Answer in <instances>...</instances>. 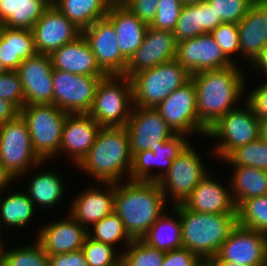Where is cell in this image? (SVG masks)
<instances>
[{
    "instance_id": "cell-12",
    "label": "cell",
    "mask_w": 267,
    "mask_h": 266,
    "mask_svg": "<svg viewBox=\"0 0 267 266\" xmlns=\"http://www.w3.org/2000/svg\"><path fill=\"white\" fill-rule=\"evenodd\" d=\"M156 109L175 134L190 137V134L196 133L206 136L207 129L199 122L196 89L191 79L164 99Z\"/></svg>"
},
{
    "instance_id": "cell-13",
    "label": "cell",
    "mask_w": 267,
    "mask_h": 266,
    "mask_svg": "<svg viewBox=\"0 0 267 266\" xmlns=\"http://www.w3.org/2000/svg\"><path fill=\"white\" fill-rule=\"evenodd\" d=\"M189 144L186 135L176 134L169 140L156 142L151 150L137 152L133 156L130 180L157 182ZM154 166L162 167V170L154 172Z\"/></svg>"
},
{
    "instance_id": "cell-61",
    "label": "cell",
    "mask_w": 267,
    "mask_h": 266,
    "mask_svg": "<svg viewBox=\"0 0 267 266\" xmlns=\"http://www.w3.org/2000/svg\"><path fill=\"white\" fill-rule=\"evenodd\" d=\"M50 4H54L55 0H48Z\"/></svg>"
},
{
    "instance_id": "cell-37",
    "label": "cell",
    "mask_w": 267,
    "mask_h": 266,
    "mask_svg": "<svg viewBox=\"0 0 267 266\" xmlns=\"http://www.w3.org/2000/svg\"><path fill=\"white\" fill-rule=\"evenodd\" d=\"M88 236L93 240L111 245L114 248L117 243L124 242V250L133 241L125 230L122 220L115 212L105 216L91 226V229H88Z\"/></svg>"
},
{
    "instance_id": "cell-8",
    "label": "cell",
    "mask_w": 267,
    "mask_h": 266,
    "mask_svg": "<svg viewBox=\"0 0 267 266\" xmlns=\"http://www.w3.org/2000/svg\"><path fill=\"white\" fill-rule=\"evenodd\" d=\"M219 118L207 129L206 137L217 139L213 154L224 160L233 150L255 141L260 137V119L244 102Z\"/></svg>"
},
{
    "instance_id": "cell-36",
    "label": "cell",
    "mask_w": 267,
    "mask_h": 266,
    "mask_svg": "<svg viewBox=\"0 0 267 266\" xmlns=\"http://www.w3.org/2000/svg\"><path fill=\"white\" fill-rule=\"evenodd\" d=\"M0 266H49V256L40 242L17 248H3L0 252Z\"/></svg>"
},
{
    "instance_id": "cell-15",
    "label": "cell",
    "mask_w": 267,
    "mask_h": 266,
    "mask_svg": "<svg viewBox=\"0 0 267 266\" xmlns=\"http://www.w3.org/2000/svg\"><path fill=\"white\" fill-rule=\"evenodd\" d=\"M100 68L107 75H123L128 61L121 55L113 24L105 17L82 30Z\"/></svg>"
},
{
    "instance_id": "cell-55",
    "label": "cell",
    "mask_w": 267,
    "mask_h": 266,
    "mask_svg": "<svg viewBox=\"0 0 267 266\" xmlns=\"http://www.w3.org/2000/svg\"><path fill=\"white\" fill-rule=\"evenodd\" d=\"M183 5L196 4L206 0H180Z\"/></svg>"
},
{
    "instance_id": "cell-51",
    "label": "cell",
    "mask_w": 267,
    "mask_h": 266,
    "mask_svg": "<svg viewBox=\"0 0 267 266\" xmlns=\"http://www.w3.org/2000/svg\"><path fill=\"white\" fill-rule=\"evenodd\" d=\"M251 66L253 67L252 69H257L258 72L260 70L267 75V46L261 51L260 55L253 61L250 67Z\"/></svg>"
},
{
    "instance_id": "cell-19",
    "label": "cell",
    "mask_w": 267,
    "mask_h": 266,
    "mask_svg": "<svg viewBox=\"0 0 267 266\" xmlns=\"http://www.w3.org/2000/svg\"><path fill=\"white\" fill-rule=\"evenodd\" d=\"M176 48L173 32L148 26L143 43L128 60L123 76L131 78L138 72L174 60Z\"/></svg>"
},
{
    "instance_id": "cell-35",
    "label": "cell",
    "mask_w": 267,
    "mask_h": 266,
    "mask_svg": "<svg viewBox=\"0 0 267 266\" xmlns=\"http://www.w3.org/2000/svg\"><path fill=\"white\" fill-rule=\"evenodd\" d=\"M33 202L24 192L7 193L3 197L0 192V227L10 228H24L28 225L33 215L35 214ZM3 225V226H1Z\"/></svg>"
},
{
    "instance_id": "cell-30",
    "label": "cell",
    "mask_w": 267,
    "mask_h": 266,
    "mask_svg": "<svg viewBox=\"0 0 267 266\" xmlns=\"http://www.w3.org/2000/svg\"><path fill=\"white\" fill-rule=\"evenodd\" d=\"M49 6L47 0H0V24L8 28L32 29Z\"/></svg>"
},
{
    "instance_id": "cell-20",
    "label": "cell",
    "mask_w": 267,
    "mask_h": 266,
    "mask_svg": "<svg viewBox=\"0 0 267 266\" xmlns=\"http://www.w3.org/2000/svg\"><path fill=\"white\" fill-rule=\"evenodd\" d=\"M25 105L53 104V66L49 55L36 54L22 61L18 69Z\"/></svg>"
},
{
    "instance_id": "cell-6",
    "label": "cell",
    "mask_w": 267,
    "mask_h": 266,
    "mask_svg": "<svg viewBox=\"0 0 267 266\" xmlns=\"http://www.w3.org/2000/svg\"><path fill=\"white\" fill-rule=\"evenodd\" d=\"M132 108L131 79L123 75H107L98 84L88 114L101 127H125Z\"/></svg>"
},
{
    "instance_id": "cell-7",
    "label": "cell",
    "mask_w": 267,
    "mask_h": 266,
    "mask_svg": "<svg viewBox=\"0 0 267 266\" xmlns=\"http://www.w3.org/2000/svg\"><path fill=\"white\" fill-rule=\"evenodd\" d=\"M19 115L27 124L36 154L46 162L54 158L60 149L68 113L54 104H33L24 105Z\"/></svg>"
},
{
    "instance_id": "cell-59",
    "label": "cell",
    "mask_w": 267,
    "mask_h": 266,
    "mask_svg": "<svg viewBox=\"0 0 267 266\" xmlns=\"http://www.w3.org/2000/svg\"><path fill=\"white\" fill-rule=\"evenodd\" d=\"M200 266H214L210 261H203Z\"/></svg>"
},
{
    "instance_id": "cell-62",
    "label": "cell",
    "mask_w": 267,
    "mask_h": 266,
    "mask_svg": "<svg viewBox=\"0 0 267 266\" xmlns=\"http://www.w3.org/2000/svg\"><path fill=\"white\" fill-rule=\"evenodd\" d=\"M113 2H121L122 0H112Z\"/></svg>"
},
{
    "instance_id": "cell-41",
    "label": "cell",
    "mask_w": 267,
    "mask_h": 266,
    "mask_svg": "<svg viewBox=\"0 0 267 266\" xmlns=\"http://www.w3.org/2000/svg\"><path fill=\"white\" fill-rule=\"evenodd\" d=\"M82 251L88 266H116L121 262L122 251L89 236L85 239Z\"/></svg>"
},
{
    "instance_id": "cell-9",
    "label": "cell",
    "mask_w": 267,
    "mask_h": 266,
    "mask_svg": "<svg viewBox=\"0 0 267 266\" xmlns=\"http://www.w3.org/2000/svg\"><path fill=\"white\" fill-rule=\"evenodd\" d=\"M0 161L13 180L33 167L41 168L43 161L35 152L26 122L18 115L0 126Z\"/></svg>"
},
{
    "instance_id": "cell-23",
    "label": "cell",
    "mask_w": 267,
    "mask_h": 266,
    "mask_svg": "<svg viewBox=\"0 0 267 266\" xmlns=\"http://www.w3.org/2000/svg\"><path fill=\"white\" fill-rule=\"evenodd\" d=\"M101 126L88 114H68L63 130L59 153H67L77 166L92 147Z\"/></svg>"
},
{
    "instance_id": "cell-45",
    "label": "cell",
    "mask_w": 267,
    "mask_h": 266,
    "mask_svg": "<svg viewBox=\"0 0 267 266\" xmlns=\"http://www.w3.org/2000/svg\"><path fill=\"white\" fill-rule=\"evenodd\" d=\"M0 99L12 103L19 111L25 105V95L16 70L0 74Z\"/></svg>"
},
{
    "instance_id": "cell-44",
    "label": "cell",
    "mask_w": 267,
    "mask_h": 266,
    "mask_svg": "<svg viewBox=\"0 0 267 266\" xmlns=\"http://www.w3.org/2000/svg\"><path fill=\"white\" fill-rule=\"evenodd\" d=\"M223 23L238 24L251 6L250 0H206Z\"/></svg>"
},
{
    "instance_id": "cell-3",
    "label": "cell",
    "mask_w": 267,
    "mask_h": 266,
    "mask_svg": "<svg viewBox=\"0 0 267 266\" xmlns=\"http://www.w3.org/2000/svg\"><path fill=\"white\" fill-rule=\"evenodd\" d=\"M132 161L126 128L101 127L92 147L76 167L98 184H117L122 177L130 180Z\"/></svg>"
},
{
    "instance_id": "cell-31",
    "label": "cell",
    "mask_w": 267,
    "mask_h": 266,
    "mask_svg": "<svg viewBox=\"0 0 267 266\" xmlns=\"http://www.w3.org/2000/svg\"><path fill=\"white\" fill-rule=\"evenodd\" d=\"M171 210L175 217L164 212L141 239L147 245L163 252L182 248L180 214L174 206Z\"/></svg>"
},
{
    "instance_id": "cell-17",
    "label": "cell",
    "mask_w": 267,
    "mask_h": 266,
    "mask_svg": "<svg viewBox=\"0 0 267 266\" xmlns=\"http://www.w3.org/2000/svg\"><path fill=\"white\" fill-rule=\"evenodd\" d=\"M31 30L37 54L49 56L82 34V30L53 4L44 11Z\"/></svg>"
},
{
    "instance_id": "cell-43",
    "label": "cell",
    "mask_w": 267,
    "mask_h": 266,
    "mask_svg": "<svg viewBox=\"0 0 267 266\" xmlns=\"http://www.w3.org/2000/svg\"><path fill=\"white\" fill-rule=\"evenodd\" d=\"M183 6L180 0H160L156 16L149 26L157 30L173 32Z\"/></svg>"
},
{
    "instance_id": "cell-14",
    "label": "cell",
    "mask_w": 267,
    "mask_h": 266,
    "mask_svg": "<svg viewBox=\"0 0 267 266\" xmlns=\"http://www.w3.org/2000/svg\"><path fill=\"white\" fill-rule=\"evenodd\" d=\"M190 74L232 66L210 33L177 43L176 58Z\"/></svg>"
},
{
    "instance_id": "cell-16",
    "label": "cell",
    "mask_w": 267,
    "mask_h": 266,
    "mask_svg": "<svg viewBox=\"0 0 267 266\" xmlns=\"http://www.w3.org/2000/svg\"><path fill=\"white\" fill-rule=\"evenodd\" d=\"M125 128L133 156L137 152L151 150L156 142H164L176 135L154 107L133 106Z\"/></svg>"
},
{
    "instance_id": "cell-52",
    "label": "cell",
    "mask_w": 267,
    "mask_h": 266,
    "mask_svg": "<svg viewBox=\"0 0 267 266\" xmlns=\"http://www.w3.org/2000/svg\"><path fill=\"white\" fill-rule=\"evenodd\" d=\"M11 181H14V180L5 171L3 165L0 161V192H4V189H6L12 183Z\"/></svg>"
},
{
    "instance_id": "cell-38",
    "label": "cell",
    "mask_w": 267,
    "mask_h": 266,
    "mask_svg": "<svg viewBox=\"0 0 267 266\" xmlns=\"http://www.w3.org/2000/svg\"><path fill=\"white\" fill-rule=\"evenodd\" d=\"M237 225L267 236V195L243 201L237 208Z\"/></svg>"
},
{
    "instance_id": "cell-26",
    "label": "cell",
    "mask_w": 267,
    "mask_h": 266,
    "mask_svg": "<svg viewBox=\"0 0 267 266\" xmlns=\"http://www.w3.org/2000/svg\"><path fill=\"white\" fill-rule=\"evenodd\" d=\"M237 26L240 54L252 64L267 46V4L252 3Z\"/></svg>"
},
{
    "instance_id": "cell-56",
    "label": "cell",
    "mask_w": 267,
    "mask_h": 266,
    "mask_svg": "<svg viewBox=\"0 0 267 266\" xmlns=\"http://www.w3.org/2000/svg\"><path fill=\"white\" fill-rule=\"evenodd\" d=\"M7 71H9V70L4 66V64L0 58V74L5 73Z\"/></svg>"
},
{
    "instance_id": "cell-25",
    "label": "cell",
    "mask_w": 267,
    "mask_h": 266,
    "mask_svg": "<svg viewBox=\"0 0 267 266\" xmlns=\"http://www.w3.org/2000/svg\"><path fill=\"white\" fill-rule=\"evenodd\" d=\"M53 69L87 76H107L100 68L91 48L81 34L50 55Z\"/></svg>"
},
{
    "instance_id": "cell-2",
    "label": "cell",
    "mask_w": 267,
    "mask_h": 266,
    "mask_svg": "<svg viewBox=\"0 0 267 266\" xmlns=\"http://www.w3.org/2000/svg\"><path fill=\"white\" fill-rule=\"evenodd\" d=\"M122 181L116 184L114 212L133 240L142 239L164 213L167 202L157 182Z\"/></svg>"
},
{
    "instance_id": "cell-29",
    "label": "cell",
    "mask_w": 267,
    "mask_h": 266,
    "mask_svg": "<svg viewBox=\"0 0 267 266\" xmlns=\"http://www.w3.org/2000/svg\"><path fill=\"white\" fill-rule=\"evenodd\" d=\"M37 54L31 29L0 26V58L9 70H17L22 61Z\"/></svg>"
},
{
    "instance_id": "cell-54",
    "label": "cell",
    "mask_w": 267,
    "mask_h": 266,
    "mask_svg": "<svg viewBox=\"0 0 267 266\" xmlns=\"http://www.w3.org/2000/svg\"><path fill=\"white\" fill-rule=\"evenodd\" d=\"M214 266H244L241 263H233L225 260H210Z\"/></svg>"
},
{
    "instance_id": "cell-53",
    "label": "cell",
    "mask_w": 267,
    "mask_h": 266,
    "mask_svg": "<svg viewBox=\"0 0 267 266\" xmlns=\"http://www.w3.org/2000/svg\"><path fill=\"white\" fill-rule=\"evenodd\" d=\"M260 137L267 141V117L260 119Z\"/></svg>"
},
{
    "instance_id": "cell-22",
    "label": "cell",
    "mask_w": 267,
    "mask_h": 266,
    "mask_svg": "<svg viewBox=\"0 0 267 266\" xmlns=\"http://www.w3.org/2000/svg\"><path fill=\"white\" fill-rule=\"evenodd\" d=\"M88 230L80 225L70 214L41 226L36 235L48 256L70 253L82 249Z\"/></svg>"
},
{
    "instance_id": "cell-49",
    "label": "cell",
    "mask_w": 267,
    "mask_h": 266,
    "mask_svg": "<svg viewBox=\"0 0 267 266\" xmlns=\"http://www.w3.org/2000/svg\"><path fill=\"white\" fill-rule=\"evenodd\" d=\"M49 266H88L82 249L49 256Z\"/></svg>"
},
{
    "instance_id": "cell-5",
    "label": "cell",
    "mask_w": 267,
    "mask_h": 266,
    "mask_svg": "<svg viewBox=\"0 0 267 266\" xmlns=\"http://www.w3.org/2000/svg\"><path fill=\"white\" fill-rule=\"evenodd\" d=\"M191 75L174 59L133 75V106L156 108L176 89L190 80Z\"/></svg>"
},
{
    "instance_id": "cell-27",
    "label": "cell",
    "mask_w": 267,
    "mask_h": 266,
    "mask_svg": "<svg viewBox=\"0 0 267 266\" xmlns=\"http://www.w3.org/2000/svg\"><path fill=\"white\" fill-rule=\"evenodd\" d=\"M106 18L115 28L121 55L128 61L143 43L149 25L121 2L110 4Z\"/></svg>"
},
{
    "instance_id": "cell-46",
    "label": "cell",
    "mask_w": 267,
    "mask_h": 266,
    "mask_svg": "<svg viewBox=\"0 0 267 266\" xmlns=\"http://www.w3.org/2000/svg\"><path fill=\"white\" fill-rule=\"evenodd\" d=\"M160 0H122L121 3L141 21L150 25L157 13Z\"/></svg>"
},
{
    "instance_id": "cell-57",
    "label": "cell",
    "mask_w": 267,
    "mask_h": 266,
    "mask_svg": "<svg viewBox=\"0 0 267 266\" xmlns=\"http://www.w3.org/2000/svg\"><path fill=\"white\" fill-rule=\"evenodd\" d=\"M251 3L255 4H267V0H250Z\"/></svg>"
},
{
    "instance_id": "cell-24",
    "label": "cell",
    "mask_w": 267,
    "mask_h": 266,
    "mask_svg": "<svg viewBox=\"0 0 267 266\" xmlns=\"http://www.w3.org/2000/svg\"><path fill=\"white\" fill-rule=\"evenodd\" d=\"M229 187H225L208 173L182 204L196 212L237 214Z\"/></svg>"
},
{
    "instance_id": "cell-48",
    "label": "cell",
    "mask_w": 267,
    "mask_h": 266,
    "mask_svg": "<svg viewBox=\"0 0 267 266\" xmlns=\"http://www.w3.org/2000/svg\"><path fill=\"white\" fill-rule=\"evenodd\" d=\"M245 102L252 108L259 119L267 117V79L265 82L247 93Z\"/></svg>"
},
{
    "instance_id": "cell-40",
    "label": "cell",
    "mask_w": 267,
    "mask_h": 266,
    "mask_svg": "<svg viewBox=\"0 0 267 266\" xmlns=\"http://www.w3.org/2000/svg\"><path fill=\"white\" fill-rule=\"evenodd\" d=\"M165 252L153 248L141 239L133 240L121 254L122 266H161Z\"/></svg>"
},
{
    "instance_id": "cell-18",
    "label": "cell",
    "mask_w": 267,
    "mask_h": 266,
    "mask_svg": "<svg viewBox=\"0 0 267 266\" xmlns=\"http://www.w3.org/2000/svg\"><path fill=\"white\" fill-rule=\"evenodd\" d=\"M211 260H225L244 266L260 265L267 261V236L236 225Z\"/></svg>"
},
{
    "instance_id": "cell-21",
    "label": "cell",
    "mask_w": 267,
    "mask_h": 266,
    "mask_svg": "<svg viewBox=\"0 0 267 266\" xmlns=\"http://www.w3.org/2000/svg\"><path fill=\"white\" fill-rule=\"evenodd\" d=\"M101 185H104L101 188ZM79 193L71 201L68 213L87 230L105 216L114 213L116 184H99ZM106 186V187H105Z\"/></svg>"
},
{
    "instance_id": "cell-50",
    "label": "cell",
    "mask_w": 267,
    "mask_h": 266,
    "mask_svg": "<svg viewBox=\"0 0 267 266\" xmlns=\"http://www.w3.org/2000/svg\"><path fill=\"white\" fill-rule=\"evenodd\" d=\"M19 115V110L9 101L0 99V126L15 119Z\"/></svg>"
},
{
    "instance_id": "cell-28",
    "label": "cell",
    "mask_w": 267,
    "mask_h": 266,
    "mask_svg": "<svg viewBox=\"0 0 267 266\" xmlns=\"http://www.w3.org/2000/svg\"><path fill=\"white\" fill-rule=\"evenodd\" d=\"M222 20L216 16L214 8L203 1L184 5L173 31L176 42L211 33Z\"/></svg>"
},
{
    "instance_id": "cell-47",
    "label": "cell",
    "mask_w": 267,
    "mask_h": 266,
    "mask_svg": "<svg viewBox=\"0 0 267 266\" xmlns=\"http://www.w3.org/2000/svg\"><path fill=\"white\" fill-rule=\"evenodd\" d=\"M203 260L188 249L180 248L165 252L161 266H200Z\"/></svg>"
},
{
    "instance_id": "cell-58",
    "label": "cell",
    "mask_w": 267,
    "mask_h": 266,
    "mask_svg": "<svg viewBox=\"0 0 267 266\" xmlns=\"http://www.w3.org/2000/svg\"><path fill=\"white\" fill-rule=\"evenodd\" d=\"M0 232H1V227H0ZM2 234L0 233V252H1V250L5 247V245L3 244V240H2V238H3V236H1ZM4 245V246H3Z\"/></svg>"
},
{
    "instance_id": "cell-1",
    "label": "cell",
    "mask_w": 267,
    "mask_h": 266,
    "mask_svg": "<svg viewBox=\"0 0 267 266\" xmlns=\"http://www.w3.org/2000/svg\"><path fill=\"white\" fill-rule=\"evenodd\" d=\"M190 79L196 89L199 122L206 129L237 108L236 102L240 101L246 89L245 75L237 64L198 72L192 74Z\"/></svg>"
},
{
    "instance_id": "cell-11",
    "label": "cell",
    "mask_w": 267,
    "mask_h": 266,
    "mask_svg": "<svg viewBox=\"0 0 267 266\" xmlns=\"http://www.w3.org/2000/svg\"><path fill=\"white\" fill-rule=\"evenodd\" d=\"M106 76L77 75L53 69V104L68 114L88 113L96 89Z\"/></svg>"
},
{
    "instance_id": "cell-42",
    "label": "cell",
    "mask_w": 267,
    "mask_h": 266,
    "mask_svg": "<svg viewBox=\"0 0 267 266\" xmlns=\"http://www.w3.org/2000/svg\"><path fill=\"white\" fill-rule=\"evenodd\" d=\"M221 47L225 56L234 64L233 55L240 54L238 26L235 23H221L210 33ZM233 54V55H232Z\"/></svg>"
},
{
    "instance_id": "cell-33",
    "label": "cell",
    "mask_w": 267,
    "mask_h": 266,
    "mask_svg": "<svg viewBox=\"0 0 267 266\" xmlns=\"http://www.w3.org/2000/svg\"><path fill=\"white\" fill-rule=\"evenodd\" d=\"M32 179L29 178L28 184V197L33 202L34 206L43 207L48 209L57 206L65 187L64 181L57 172L53 171H42V173H36L31 175ZM41 205V206H40Z\"/></svg>"
},
{
    "instance_id": "cell-39",
    "label": "cell",
    "mask_w": 267,
    "mask_h": 266,
    "mask_svg": "<svg viewBox=\"0 0 267 266\" xmlns=\"http://www.w3.org/2000/svg\"><path fill=\"white\" fill-rule=\"evenodd\" d=\"M224 162L232 166L254 167L267 171V141L259 137L255 141L233 150Z\"/></svg>"
},
{
    "instance_id": "cell-60",
    "label": "cell",
    "mask_w": 267,
    "mask_h": 266,
    "mask_svg": "<svg viewBox=\"0 0 267 266\" xmlns=\"http://www.w3.org/2000/svg\"><path fill=\"white\" fill-rule=\"evenodd\" d=\"M257 266H267V261Z\"/></svg>"
},
{
    "instance_id": "cell-32",
    "label": "cell",
    "mask_w": 267,
    "mask_h": 266,
    "mask_svg": "<svg viewBox=\"0 0 267 266\" xmlns=\"http://www.w3.org/2000/svg\"><path fill=\"white\" fill-rule=\"evenodd\" d=\"M233 169L229 185L236 208L247 199L267 195V171L246 166Z\"/></svg>"
},
{
    "instance_id": "cell-4",
    "label": "cell",
    "mask_w": 267,
    "mask_h": 266,
    "mask_svg": "<svg viewBox=\"0 0 267 266\" xmlns=\"http://www.w3.org/2000/svg\"><path fill=\"white\" fill-rule=\"evenodd\" d=\"M180 214L182 248L203 261L215 257L221 245L237 225V214H211L187 209L182 203L173 205Z\"/></svg>"
},
{
    "instance_id": "cell-10",
    "label": "cell",
    "mask_w": 267,
    "mask_h": 266,
    "mask_svg": "<svg viewBox=\"0 0 267 266\" xmlns=\"http://www.w3.org/2000/svg\"><path fill=\"white\" fill-rule=\"evenodd\" d=\"M190 144L182 151V153L172 161L170 169L161 177L157 183L164 194L167 202L169 198L176 204H181L191 194L193 189L200 181L209 173L207 171L203 158L194 150ZM169 194V195H168Z\"/></svg>"
},
{
    "instance_id": "cell-34",
    "label": "cell",
    "mask_w": 267,
    "mask_h": 266,
    "mask_svg": "<svg viewBox=\"0 0 267 266\" xmlns=\"http://www.w3.org/2000/svg\"><path fill=\"white\" fill-rule=\"evenodd\" d=\"M112 0H55L58 8L78 28L84 30L105 18Z\"/></svg>"
}]
</instances>
